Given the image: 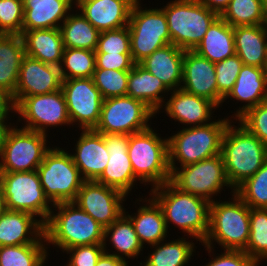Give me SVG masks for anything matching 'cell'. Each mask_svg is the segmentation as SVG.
I'll list each match as a JSON object with an SVG mask.
<instances>
[{"mask_svg": "<svg viewBox=\"0 0 267 266\" xmlns=\"http://www.w3.org/2000/svg\"><path fill=\"white\" fill-rule=\"evenodd\" d=\"M151 195L161 206L167 230L176 225L185 236L203 243L209 230L210 202L197 195L180 191L170 181L150 189Z\"/></svg>", "mask_w": 267, "mask_h": 266, "instance_id": "obj_1", "label": "cell"}, {"mask_svg": "<svg viewBox=\"0 0 267 266\" xmlns=\"http://www.w3.org/2000/svg\"><path fill=\"white\" fill-rule=\"evenodd\" d=\"M53 208L44 224L48 248L52 244L64 253L76 246L103 244L104 228L77 204L64 202Z\"/></svg>", "mask_w": 267, "mask_h": 266, "instance_id": "obj_2", "label": "cell"}, {"mask_svg": "<svg viewBox=\"0 0 267 266\" xmlns=\"http://www.w3.org/2000/svg\"><path fill=\"white\" fill-rule=\"evenodd\" d=\"M231 121L225 129L221 155L228 181L236 190L267 161V147L239 122Z\"/></svg>", "mask_w": 267, "mask_h": 266, "instance_id": "obj_3", "label": "cell"}, {"mask_svg": "<svg viewBox=\"0 0 267 266\" xmlns=\"http://www.w3.org/2000/svg\"><path fill=\"white\" fill-rule=\"evenodd\" d=\"M201 126L185 127L168 136L169 167L171 173L178 167L194 164L221 154L222 139L232 121L224 116ZM179 163V164H178Z\"/></svg>", "mask_w": 267, "mask_h": 266, "instance_id": "obj_4", "label": "cell"}, {"mask_svg": "<svg viewBox=\"0 0 267 266\" xmlns=\"http://www.w3.org/2000/svg\"><path fill=\"white\" fill-rule=\"evenodd\" d=\"M230 196L228 201L210 202L209 230L203 244H217L221 251H244L250 237V207L236 193Z\"/></svg>", "mask_w": 267, "mask_h": 266, "instance_id": "obj_5", "label": "cell"}, {"mask_svg": "<svg viewBox=\"0 0 267 266\" xmlns=\"http://www.w3.org/2000/svg\"><path fill=\"white\" fill-rule=\"evenodd\" d=\"M151 126L129 135L128 155L140 184L158 187L171 179L168 137L162 138Z\"/></svg>", "mask_w": 267, "mask_h": 266, "instance_id": "obj_6", "label": "cell"}, {"mask_svg": "<svg viewBox=\"0 0 267 266\" xmlns=\"http://www.w3.org/2000/svg\"><path fill=\"white\" fill-rule=\"evenodd\" d=\"M160 8L167 18L171 43L184 51L194 50L219 17L200 0H172Z\"/></svg>", "mask_w": 267, "mask_h": 266, "instance_id": "obj_7", "label": "cell"}, {"mask_svg": "<svg viewBox=\"0 0 267 266\" xmlns=\"http://www.w3.org/2000/svg\"><path fill=\"white\" fill-rule=\"evenodd\" d=\"M37 173L44 193L53 205L74 202L85 181L69 151L60 146L51 147L45 154Z\"/></svg>", "mask_w": 267, "mask_h": 266, "instance_id": "obj_8", "label": "cell"}, {"mask_svg": "<svg viewBox=\"0 0 267 266\" xmlns=\"http://www.w3.org/2000/svg\"><path fill=\"white\" fill-rule=\"evenodd\" d=\"M137 0L128 23L133 61L139 64L155 50L171 44L167 18L161 8H143Z\"/></svg>", "mask_w": 267, "mask_h": 266, "instance_id": "obj_9", "label": "cell"}, {"mask_svg": "<svg viewBox=\"0 0 267 266\" xmlns=\"http://www.w3.org/2000/svg\"><path fill=\"white\" fill-rule=\"evenodd\" d=\"M0 185L8 210L27 212L47 222L54 205L44 193L37 170L0 172Z\"/></svg>", "mask_w": 267, "mask_h": 266, "instance_id": "obj_10", "label": "cell"}, {"mask_svg": "<svg viewBox=\"0 0 267 266\" xmlns=\"http://www.w3.org/2000/svg\"><path fill=\"white\" fill-rule=\"evenodd\" d=\"M170 182L180 191L197 195L212 202L213 197L221 194L224 189L235 190L230 185L221 154L194 164L177 167L171 173ZM226 187V188H225Z\"/></svg>", "mask_w": 267, "mask_h": 266, "instance_id": "obj_11", "label": "cell"}, {"mask_svg": "<svg viewBox=\"0 0 267 266\" xmlns=\"http://www.w3.org/2000/svg\"><path fill=\"white\" fill-rule=\"evenodd\" d=\"M48 139L46 134L14 125L0 152V172L37 170L52 147Z\"/></svg>", "mask_w": 267, "mask_h": 266, "instance_id": "obj_12", "label": "cell"}, {"mask_svg": "<svg viewBox=\"0 0 267 266\" xmlns=\"http://www.w3.org/2000/svg\"><path fill=\"white\" fill-rule=\"evenodd\" d=\"M155 116L141 100L127 95L111 97L103 99L100 120L94 130L101 134L131 135L148 129Z\"/></svg>", "mask_w": 267, "mask_h": 266, "instance_id": "obj_13", "label": "cell"}, {"mask_svg": "<svg viewBox=\"0 0 267 266\" xmlns=\"http://www.w3.org/2000/svg\"><path fill=\"white\" fill-rule=\"evenodd\" d=\"M16 121L21 128L48 135L50 127L71 125L63 91L57 90L48 94L23 97L16 105ZM23 121V122H21ZM49 127V128H48Z\"/></svg>", "mask_w": 267, "mask_h": 266, "instance_id": "obj_14", "label": "cell"}, {"mask_svg": "<svg viewBox=\"0 0 267 266\" xmlns=\"http://www.w3.org/2000/svg\"><path fill=\"white\" fill-rule=\"evenodd\" d=\"M61 90L71 125H78L79 130L95 129L100 120L103 97L93 78L64 79Z\"/></svg>", "mask_w": 267, "mask_h": 266, "instance_id": "obj_15", "label": "cell"}, {"mask_svg": "<svg viewBox=\"0 0 267 266\" xmlns=\"http://www.w3.org/2000/svg\"><path fill=\"white\" fill-rule=\"evenodd\" d=\"M126 200L121 191L90 180L83 182L74 203L105 229L124 213Z\"/></svg>", "mask_w": 267, "mask_h": 266, "instance_id": "obj_16", "label": "cell"}, {"mask_svg": "<svg viewBox=\"0 0 267 266\" xmlns=\"http://www.w3.org/2000/svg\"><path fill=\"white\" fill-rule=\"evenodd\" d=\"M103 137L109 152V161L104 172L96 181L115 188L128 197L135 188L136 182L139 181L134 175L127 152L129 135L116 133L103 134Z\"/></svg>", "mask_w": 267, "mask_h": 266, "instance_id": "obj_17", "label": "cell"}, {"mask_svg": "<svg viewBox=\"0 0 267 266\" xmlns=\"http://www.w3.org/2000/svg\"><path fill=\"white\" fill-rule=\"evenodd\" d=\"M62 81L58 66L25 55L21 62L15 94L12 97L14 104L16 105L23 97L60 90Z\"/></svg>", "mask_w": 267, "mask_h": 266, "instance_id": "obj_18", "label": "cell"}, {"mask_svg": "<svg viewBox=\"0 0 267 266\" xmlns=\"http://www.w3.org/2000/svg\"><path fill=\"white\" fill-rule=\"evenodd\" d=\"M180 88L222 107L224 97L217 89L215 63L193 50L184 52L183 80Z\"/></svg>", "mask_w": 267, "mask_h": 266, "instance_id": "obj_19", "label": "cell"}, {"mask_svg": "<svg viewBox=\"0 0 267 266\" xmlns=\"http://www.w3.org/2000/svg\"><path fill=\"white\" fill-rule=\"evenodd\" d=\"M170 94L166 97L169 99H165L160 108L164 109L163 112L165 111L170 119L186 127L201 126L214 121L212 114L214 115L213 112L219 107L209 99L188 93L181 88L170 91Z\"/></svg>", "mask_w": 267, "mask_h": 266, "instance_id": "obj_20", "label": "cell"}, {"mask_svg": "<svg viewBox=\"0 0 267 266\" xmlns=\"http://www.w3.org/2000/svg\"><path fill=\"white\" fill-rule=\"evenodd\" d=\"M71 157L85 181L97 180L109 161L103 134L94 129L81 130Z\"/></svg>", "mask_w": 267, "mask_h": 266, "instance_id": "obj_21", "label": "cell"}, {"mask_svg": "<svg viewBox=\"0 0 267 266\" xmlns=\"http://www.w3.org/2000/svg\"><path fill=\"white\" fill-rule=\"evenodd\" d=\"M244 103L234 111L230 119L237 120L250 108L267 101V73L264 68L243 65L233 86V89L224 98L223 103L229 100ZM236 112V113H235Z\"/></svg>", "mask_w": 267, "mask_h": 266, "instance_id": "obj_22", "label": "cell"}, {"mask_svg": "<svg viewBox=\"0 0 267 266\" xmlns=\"http://www.w3.org/2000/svg\"><path fill=\"white\" fill-rule=\"evenodd\" d=\"M46 244L44 224L32 214L6 210L0 216V247Z\"/></svg>", "mask_w": 267, "mask_h": 266, "instance_id": "obj_23", "label": "cell"}, {"mask_svg": "<svg viewBox=\"0 0 267 266\" xmlns=\"http://www.w3.org/2000/svg\"><path fill=\"white\" fill-rule=\"evenodd\" d=\"M136 1L95 0L92 2H74V10H79L99 32H104L128 26L131 9Z\"/></svg>", "mask_w": 267, "mask_h": 266, "instance_id": "obj_24", "label": "cell"}, {"mask_svg": "<svg viewBox=\"0 0 267 266\" xmlns=\"http://www.w3.org/2000/svg\"><path fill=\"white\" fill-rule=\"evenodd\" d=\"M149 196V198L145 196L144 199L136 198L135 204L139 201L137 203L139 208L134 214L130 215L124 208V214L133 223L139 242L144 248L146 245H154L165 240L170 232L167 230L161 206L151 195Z\"/></svg>", "mask_w": 267, "mask_h": 266, "instance_id": "obj_25", "label": "cell"}, {"mask_svg": "<svg viewBox=\"0 0 267 266\" xmlns=\"http://www.w3.org/2000/svg\"><path fill=\"white\" fill-rule=\"evenodd\" d=\"M22 30L60 28L74 9V0H23Z\"/></svg>", "mask_w": 267, "mask_h": 266, "instance_id": "obj_26", "label": "cell"}, {"mask_svg": "<svg viewBox=\"0 0 267 266\" xmlns=\"http://www.w3.org/2000/svg\"><path fill=\"white\" fill-rule=\"evenodd\" d=\"M184 52L171 43L155 50L139 64L173 91L182 85Z\"/></svg>", "mask_w": 267, "mask_h": 266, "instance_id": "obj_27", "label": "cell"}, {"mask_svg": "<svg viewBox=\"0 0 267 266\" xmlns=\"http://www.w3.org/2000/svg\"><path fill=\"white\" fill-rule=\"evenodd\" d=\"M25 55L43 63L60 66L64 44L60 28L22 30Z\"/></svg>", "mask_w": 267, "mask_h": 266, "instance_id": "obj_28", "label": "cell"}, {"mask_svg": "<svg viewBox=\"0 0 267 266\" xmlns=\"http://www.w3.org/2000/svg\"><path fill=\"white\" fill-rule=\"evenodd\" d=\"M169 93L164 83L140 64H135L129 71L127 96L143 101L156 114H160Z\"/></svg>", "mask_w": 267, "mask_h": 266, "instance_id": "obj_29", "label": "cell"}, {"mask_svg": "<svg viewBox=\"0 0 267 266\" xmlns=\"http://www.w3.org/2000/svg\"><path fill=\"white\" fill-rule=\"evenodd\" d=\"M107 241L109 242L107 243ZM107 244L108 247L112 246L111 249L114 248L116 252H111V249H107ZM109 244L111 246H109ZM102 245L104 247V252L127 262H130L128 261L129 258H134V260L135 258L138 259L139 255H143V253H141L143 249L145 250L143 245L139 242L133 223L124 213L104 229Z\"/></svg>", "mask_w": 267, "mask_h": 266, "instance_id": "obj_30", "label": "cell"}, {"mask_svg": "<svg viewBox=\"0 0 267 266\" xmlns=\"http://www.w3.org/2000/svg\"><path fill=\"white\" fill-rule=\"evenodd\" d=\"M235 53L243 65L264 68L267 54V32L263 25L234 27Z\"/></svg>", "mask_w": 267, "mask_h": 266, "instance_id": "obj_31", "label": "cell"}, {"mask_svg": "<svg viewBox=\"0 0 267 266\" xmlns=\"http://www.w3.org/2000/svg\"><path fill=\"white\" fill-rule=\"evenodd\" d=\"M25 46L18 34H0V90L15 94Z\"/></svg>", "mask_w": 267, "mask_h": 266, "instance_id": "obj_32", "label": "cell"}, {"mask_svg": "<svg viewBox=\"0 0 267 266\" xmlns=\"http://www.w3.org/2000/svg\"><path fill=\"white\" fill-rule=\"evenodd\" d=\"M213 63L223 61L235 53L234 27L220 16L211 24L203 39L193 50Z\"/></svg>", "mask_w": 267, "mask_h": 266, "instance_id": "obj_33", "label": "cell"}, {"mask_svg": "<svg viewBox=\"0 0 267 266\" xmlns=\"http://www.w3.org/2000/svg\"><path fill=\"white\" fill-rule=\"evenodd\" d=\"M193 239V240H192ZM188 240V241H187ZM196 240L191 237H178V239L163 240L157 244L150 245L152 252L145 256V262L140 261V266H185L191 261L196 252ZM165 242V243H164Z\"/></svg>", "mask_w": 267, "mask_h": 266, "instance_id": "obj_34", "label": "cell"}, {"mask_svg": "<svg viewBox=\"0 0 267 266\" xmlns=\"http://www.w3.org/2000/svg\"><path fill=\"white\" fill-rule=\"evenodd\" d=\"M76 11H71L60 26L64 47L95 51L100 32Z\"/></svg>", "mask_w": 267, "mask_h": 266, "instance_id": "obj_35", "label": "cell"}, {"mask_svg": "<svg viewBox=\"0 0 267 266\" xmlns=\"http://www.w3.org/2000/svg\"><path fill=\"white\" fill-rule=\"evenodd\" d=\"M47 244H25L0 247V266H46Z\"/></svg>", "mask_w": 267, "mask_h": 266, "instance_id": "obj_36", "label": "cell"}, {"mask_svg": "<svg viewBox=\"0 0 267 266\" xmlns=\"http://www.w3.org/2000/svg\"><path fill=\"white\" fill-rule=\"evenodd\" d=\"M264 0H230L220 17L232 27L263 25L265 23Z\"/></svg>", "mask_w": 267, "mask_h": 266, "instance_id": "obj_37", "label": "cell"}, {"mask_svg": "<svg viewBox=\"0 0 267 266\" xmlns=\"http://www.w3.org/2000/svg\"><path fill=\"white\" fill-rule=\"evenodd\" d=\"M96 68L95 51L65 48L59 66L62 79L92 78Z\"/></svg>", "mask_w": 267, "mask_h": 266, "instance_id": "obj_38", "label": "cell"}, {"mask_svg": "<svg viewBox=\"0 0 267 266\" xmlns=\"http://www.w3.org/2000/svg\"><path fill=\"white\" fill-rule=\"evenodd\" d=\"M250 237L244 250L256 262L267 261V209L250 208Z\"/></svg>", "mask_w": 267, "mask_h": 266, "instance_id": "obj_39", "label": "cell"}, {"mask_svg": "<svg viewBox=\"0 0 267 266\" xmlns=\"http://www.w3.org/2000/svg\"><path fill=\"white\" fill-rule=\"evenodd\" d=\"M235 193L250 208L267 209V161L252 177L242 183Z\"/></svg>", "mask_w": 267, "mask_h": 266, "instance_id": "obj_40", "label": "cell"}, {"mask_svg": "<svg viewBox=\"0 0 267 266\" xmlns=\"http://www.w3.org/2000/svg\"><path fill=\"white\" fill-rule=\"evenodd\" d=\"M92 78L103 99L127 95L129 71L95 69Z\"/></svg>", "mask_w": 267, "mask_h": 266, "instance_id": "obj_41", "label": "cell"}, {"mask_svg": "<svg viewBox=\"0 0 267 266\" xmlns=\"http://www.w3.org/2000/svg\"><path fill=\"white\" fill-rule=\"evenodd\" d=\"M23 0H0V34H22Z\"/></svg>", "mask_w": 267, "mask_h": 266, "instance_id": "obj_42", "label": "cell"}, {"mask_svg": "<svg viewBox=\"0 0 267 266\" xmlns=\"http://www.w3.org/2000/svg\"><path fill=\"white\" fill-rule=\"evenodd\" d=\"M242 66L243 62L236 54L215 63L217 89L224 98L233 89Z\"/></svg>", "mask_w": 267, "mask_h": 266, "instance_id": "obj_43", "label": "cell"}, {"mask_svg": "<svg viewBox=\"0 0 267 266\" xmlns=\"http://www.w3.org/2000/svg\"><path fill=\"white\" fill-rule=\"evenodd\" d=\"M95 53H131L128 26L100 32Z\"/></svg>", "mask_w": 267, "mask_h": 266, "instance_id": "obj_44", "label": "cell"}, {"mask_svg": "<svg viewBox=\"0 0 267 266\" xmlns=\"http://www.w3.org/2000/svg\"><path fill=\"white\" fill-rule=\"evenodd\" d=\"M237 121L267 147V101L250 108Z\"/></svg>", "mask_w": 267, "mask_h": 266, "instance_id": "obj_45", "label": "cell"}, {"mask_svg": "<svg viewBox=\"0 0 267 266\" xmlns=\"http://www.w3.org/2000/svg\"><path fill=\"white\" fill-rule=\"evenodd\" d=\"M202 246L206 248L205 250L211 259L210 262L205 263V266H256L257 264L245 251L224 250V252H220L221 254H216L214 253L215 247H209L204 244Z\"/></svg>", "mask_w": 267, "mask_h": 266, "instance_id": "obj_46", "label": "cell"}, {"mask_svg": "<svg viewBox=\"0 0 267 266\" xmlns=\"http://www.w3.org/2000/svg\"><path fill=\"white\" fill-rule=\"evenodd\" d=\"M64 252L67 256L69 254V262L65 266H96L104 247L102 244L84 245L69 248Z\"/></svg>", "mask_w": 267, "mask_h": 266, "instance_id": "obj_47", "label": "cell"}, {"mask_svg": "<svg viewBox=\"0 0 267 266\" xmlns=\"http://www.w3.org/2000/svg\"><path fill=\"white\" fill-rule=\"evenodd\" d=\"M95 69L130 71L136 64L131 53H95Z\"/></svg>", "mask_w": 267, "mask_h": 266, "instance_id": "obj_48", "label": "cell"}, {"mask_svg": "<svg viewBox=\"0 0 267 266\" xmlns=\"http://www.w3.org/2000/svg\"><path fill=\"white\" fill-rule=\"evenodd\" d=\"M10 112L16 114L13 98L5 91L0 90V120L12 117Z\"/></svg>", "mask_w": 267, "mask_h": 266, "instance_id": "obj_49", "label": "cell"}, {"mask_svg": "<svg viewBox=\"0 0 267 266\" xmlns=\"http://www.w3.org/2000/svg\"><path fill=\"white\" fill-rule=\"evenodd\" d=\"M96 266H129L128 262L112 254L103 252Z\"/></svg>", "mask_w": 267, "mask_h": 266, "instance_id": "obj_50", "label": "cell"}, {"mask_svg": "<svg viewBox=\"0 0 267 266\" xmlns=\"http://www.w3.org/2000/svg\"><path fill=\"white\" fill-rule=\"evenodd\" d=\"M230 0H200V2L219 16L227 8Z\"/></svg>", "mask_w": 267, "mask_h": 266, "instance_id": "obj_51", "label": "cell"}, {"mask_svg": "<svg viewBox=\"0 0 267 266\" xmlns=\"http://www.w3.org/2000/svg\"><path fill=\"white\" fill-rule=\"evenodd\" d=\"M9 119H1L0 120V152L1 149L6 142L7 135L9 131L14 127V123L8 122ZM9 123V124H8Z\"/></svg>", "mask_w": 267, "mask_h": 266, "instance_id": "obj_52", "label": "cell"}, {"mask_svg": "<svg viewBox=\"0 0 267 266\" xmlns=\"http://www.w3.org/2000/svg\"><path fill=\"white\" fill-rule=\"evenodd\" d=\"M7 210L6 208V201L3 195V190L0 185V216Z\"/></svg>", "mask_w": 267, "mask_h": 266, "instance_id": "obj_53", "label": "cell"}, {"mask_svg": "<svg viewBox=\"0 0 267 266\" xmlns=\"http://www.w3.org/2000/svg\"><path fill=\"white\" fill-rule=\"evenodd\" d=\"M266 14H265V23H264V26H265V29H266V32H267V10H265Z\"/></svg>", "mask_w": 267, "mask_h": 266, "instance_id": "obj_54", "label": "cell"}, {"mask_svg": "<svg viewBox=\"0 0 267 266\" xmlns=\"http://www.w3.org/2000/svg\"><path fill=\"white\" fill-rule=\"evenodd\" d=\"M95 0H74V2H92Z\"/></svg>", "mask_w": 267, "mask_h": 266, "instance_id": "obj_55", "label": "cell"}, {"mask_svg": "<svg viewBox=\"0 0 267 266\" xmlns=\"http://www.w3.org/2000/svg\"><path fill=\"white\" fill-rule=\"evenodd\" d=\"M264 69H265V71L267 73V54H266V61H265Z\"/></svg>", "mask_w": 267, "mask_h": 266, "instance_id": "obj_56", "label": "cell"}, {"mask_svg": "<svg viewBox=\"0 0 267 266\" xmlns=\"http://www.w3.org/2000/svg\"><path fill=\"white\" fill-rule=\"evenodd\" d=\"M265 10H267V0H264Z\"/></svg>", "mask_w": 267, "mask_h": 266, "instance_id": "obj_57", "label": "cell"}, {"mask_svg": "<svg viewBox=\"0 0 267 266\" xmlns=\"http://www.w3.org/2000/svg\"><path fill=\"white\" fill-rule=\"evenodd\" d=\"M260 264L262 265L263 263H261V262H257L256 266H260Z\"/></svg>", "mask_w": 267, "mask_h": 266, "instance_id": "obj_58", "label": "cell"}]
</instances>
